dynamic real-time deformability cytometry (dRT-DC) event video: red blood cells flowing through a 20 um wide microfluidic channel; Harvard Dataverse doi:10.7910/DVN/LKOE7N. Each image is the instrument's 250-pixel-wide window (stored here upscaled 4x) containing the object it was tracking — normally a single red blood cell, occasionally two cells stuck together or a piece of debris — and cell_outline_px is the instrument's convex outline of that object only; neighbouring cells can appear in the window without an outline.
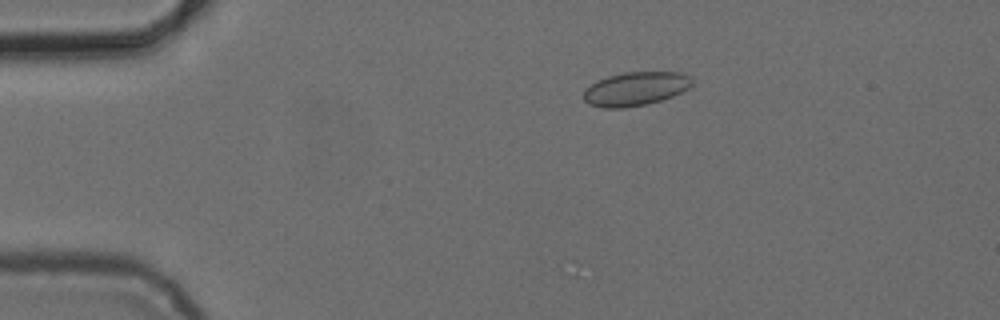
{"species": "common noctule bat (a hibernating species)", "species_latin": "Nyctalus noctula", "temperature_condition": "cold", "stored_images_in_passage": 4, "camera_frame_rate_fps": 3000, "um_per_image_px": 0.085, "animal": {"sex": "female", "body_mass_g": 24.6, "forearm_length_mm": 56.2}, "frame": {"image": 1, "passage_image": 2, "time_ms": 1.0, "image_size_px": [1000, 320], "cell_outline_px": [[692, 84], [688, 88], [672, 96], [660, 100], [644, 104], [624, 108], [604, 108], [588, 104], [584, 100], [584, 88], [608, 76], [624, 72], [680, 72], [692, 76]], "centroid_in_image_um": [54.02, 7.54], "position_along_channel_um": 31.0, "area_um2": 21.21}}
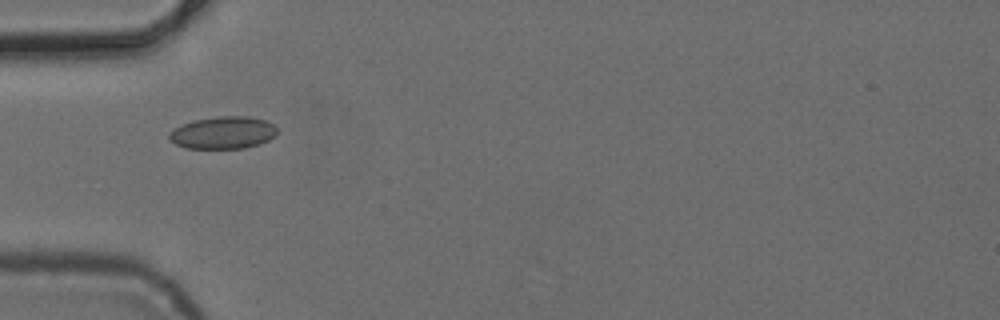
{"frame": {"image": 2, "passage_image": 4, "time_ms": 3.333, "image_size_px": [1000, 320], "cell_outline_px": [[276, 136], [260, 144], [244, 148], [184, 148], [168, 140], [168, 132], [192, 120], [216, 116], [248, 116], [268, 120], [276, 128]], "centroid_in_image_um": [18.96, 11.27], "position_along_channel_um": 66.0, "area_um2": 20.52}}